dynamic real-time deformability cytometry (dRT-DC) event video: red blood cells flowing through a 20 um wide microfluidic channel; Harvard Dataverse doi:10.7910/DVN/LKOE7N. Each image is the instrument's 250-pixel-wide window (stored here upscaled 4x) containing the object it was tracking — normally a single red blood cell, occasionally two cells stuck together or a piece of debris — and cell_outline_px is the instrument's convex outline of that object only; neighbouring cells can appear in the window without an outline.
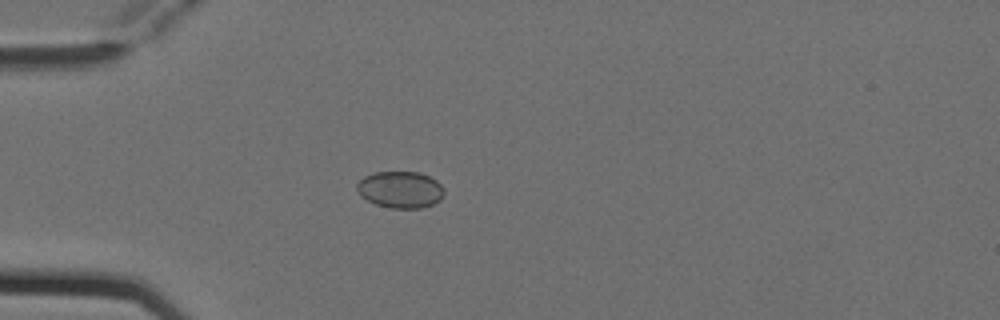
{"species": "Egyptian fruit bat (a non-hibernating species)", "species_latin": "Rousettus aegyptiacus", "temperature_condition": "cold", "stored_images_in_passage": 4, "camera_frame_rate_fps": 3000, "um_per_image_px": 0.085, "animal": {"sex": "female"}, "frame": {"image": 1, "passage_image": 4, "time_ms": 1.0, "image_size_px": [1000, 320], "cell_outline_px": [[444, 192], [440, 200], [432, 204], [420, 208], [392, 208], [376, 204], [360, 196], [356, 188], [356, 184], [364, 176], [376, 172], [420, 172], [436, 180], [444, 188]], "centroid_in_image_um": [34.02, 16.11], "position_along_channel_um": 51.0, "area_um2": 18.61}}